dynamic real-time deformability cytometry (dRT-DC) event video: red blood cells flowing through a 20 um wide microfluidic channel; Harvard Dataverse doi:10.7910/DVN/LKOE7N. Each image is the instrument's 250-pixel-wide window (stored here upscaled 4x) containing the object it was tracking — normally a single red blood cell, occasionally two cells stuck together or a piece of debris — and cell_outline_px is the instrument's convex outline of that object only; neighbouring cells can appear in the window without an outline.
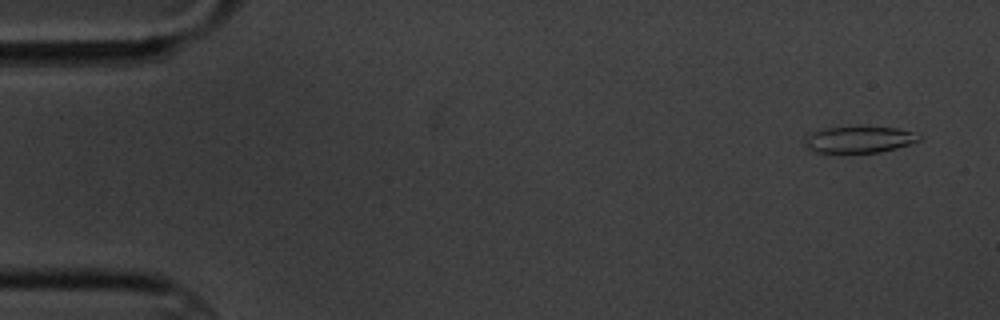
{"species": "common noctule bat (a hibernating species)", "species_latin": "Nyctalus noctula", "temperature_condition": "cold", "stored_images_in_passage": 5, "camera_frame_rate_fps": 3000, "um_per_image_px": 0.085, "animal": {"sex": "male", "body_mass_g": 20.1, "forearm_length_mm": 53.5}, "frame": {"image": 1, "passage_image": 1, "time_ms": 0.0, "image_size_px": [1000, 320], "cell_outline_px": [[924, 136], [920, 140], [912, 144], [880, 152], [816, 152], [808, 148], [804, 144], [804, 136], [816, 128], [860, 124], [864, 124], [896, 128], [912, 132]], "centroid_in_image_um": [73.0, 11.79], "position_along_channel_um": 12.0, "area_um2": 18.73}}
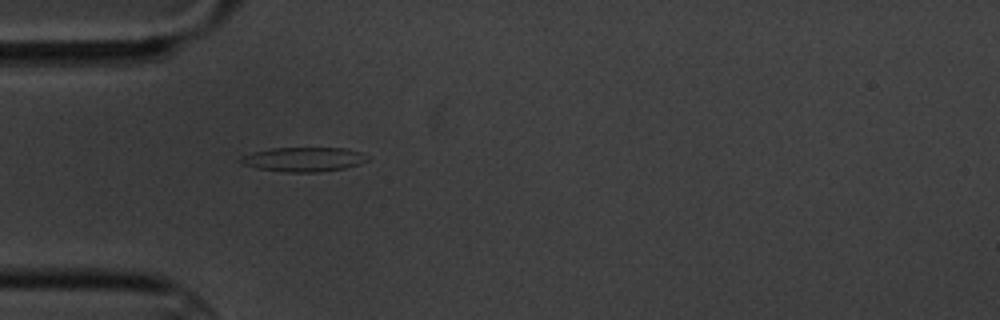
{"frame": {"image": 2, "passage_image": 5, "time_ms": 4.667, "image_size_px": [1000, 320], "cell_outline_px": [[372, 156], [368, 160], [360, 164], [344, 168], [320, 172], [288, 172], [256, 168], [244, 164], [240, 160], [240, 156], [252, 152], [272, 148], [348, 148]], "centroid_in_image_um": [25.86, 13.54], "position_along_channel_um": 59.1, "area_um2": 18.09}}